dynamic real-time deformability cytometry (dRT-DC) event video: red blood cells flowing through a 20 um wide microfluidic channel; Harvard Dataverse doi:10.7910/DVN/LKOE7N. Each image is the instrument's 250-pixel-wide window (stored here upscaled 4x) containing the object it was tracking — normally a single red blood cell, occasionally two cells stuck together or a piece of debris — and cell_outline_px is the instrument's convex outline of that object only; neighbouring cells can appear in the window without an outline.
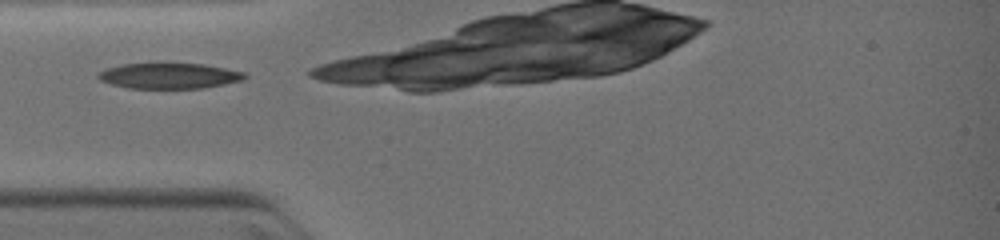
{"species": "common noctule bat (a hibernating species)", "species_latin": "Nyctalus noctula", "temperature_condition": "warm", "stored_images_in_passage": 3, "camera_frame_rate_fps": 3000, "um_per_image_px": 0.085, "animal": {"sex": "female", "body_mass_g": 19.0, "forearm_length_mm": 51.5}, "frame": {"image": 1, "passage_image": 1, "time_ms": 0.0, "image_size_px": [1000, 240], "cell_outline_px": [[248, 76], [240, 80], [224, 84], [204, 88], [128, 88], [112, 84], [100, 80], [96, 76], [100, 72], [108, 68], [124, 64], [160, 60], [204, 64], [244, 72]], "centroid_in_image_um": [14.36, 6.39], "position_along_channel_um": 70.6, "area_um2": 22.6}}
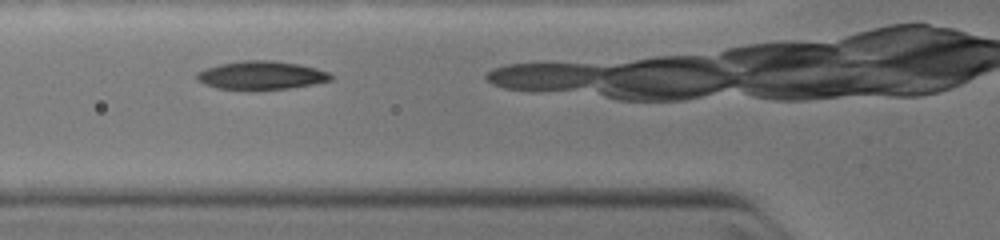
{"frame": {"image": 2, "passage_image": 2, "time_ms": 0.667, "image_size_px": [1000, 240], "cell_outline_px": [[332, 80], [312, 84], [288, 88], [256, 92], [216, 88], [204, 84], [196, 80], [196, 72], [204, 68], [220, 64], [244, 60], [272, 60], [300, 64], [316, 68], [328, 72], [332, 76]], "centroid_in_image_um": [22.15, 6.43], "position_along_channel_um": 103.6, "area_um2": 22.83}}
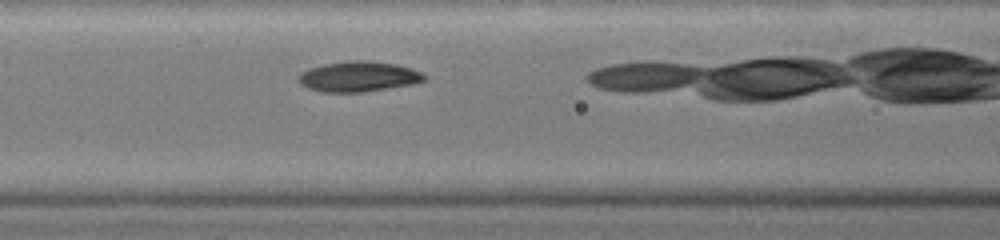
{"frame": {"image": 3, "passage_image": 3, "time_ms": 1.333, "image_size_px": [1000, 240], "cell_outline_px": [[424, 80], [412, 84], [364, 92], [320, 92], [308, 88], [300, 84], [296, 80], [296, 76], [300, 72], [308, 68], [324, 64], [356, 60], [364, 60], [396, 64], [412, 68], [420, 72], [424, 76]], "centroid_in_image_um": [30.39, 6.51], "position_along_channel_um": 136.2, "area_um2": 22.25}}